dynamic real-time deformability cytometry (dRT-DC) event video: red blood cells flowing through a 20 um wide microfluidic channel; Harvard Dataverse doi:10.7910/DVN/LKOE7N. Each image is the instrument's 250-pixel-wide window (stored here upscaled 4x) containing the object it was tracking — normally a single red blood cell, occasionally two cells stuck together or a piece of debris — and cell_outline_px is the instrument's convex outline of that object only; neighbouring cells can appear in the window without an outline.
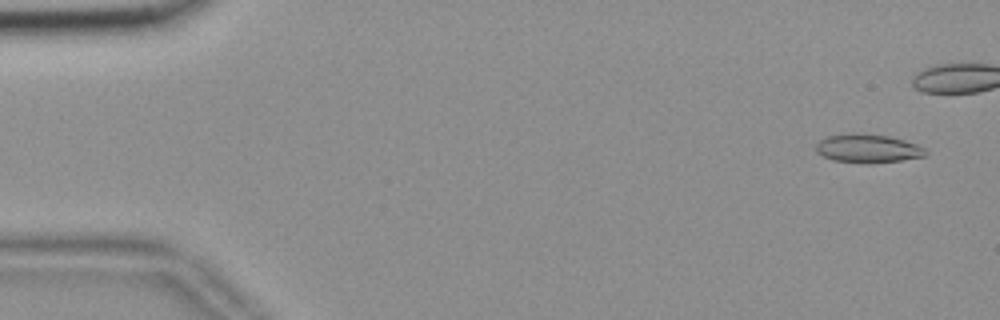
{"species": "common noctule bat (a hibernating species)", "species_latin": "Nyctalus noctula", "temperature_condition": "room temperature", "stored_images_in_passage": 44, "camera_frame_rate_fps": 3000, "um_per_image_px": 0.085, "animal": {"sex": "female", "body_mass_g": 18.4}, "frame": {"image": 1, "passage_image": 3, "time_ms": 0.667, "image_size_px": [1000, 320], "cell_outline_px": [[928, 152], [924, 156], [900, 160], [868, 164], [832, 160], [816, 152], [816, 144], [824, 136], [852, 132], [860, 132], [892, 136], [916, 144], [924, 148]], "centroid_in_image_um": [73.73, 12.6], "position_along_channel_um": 11.3, "area_um2": 18.61}}
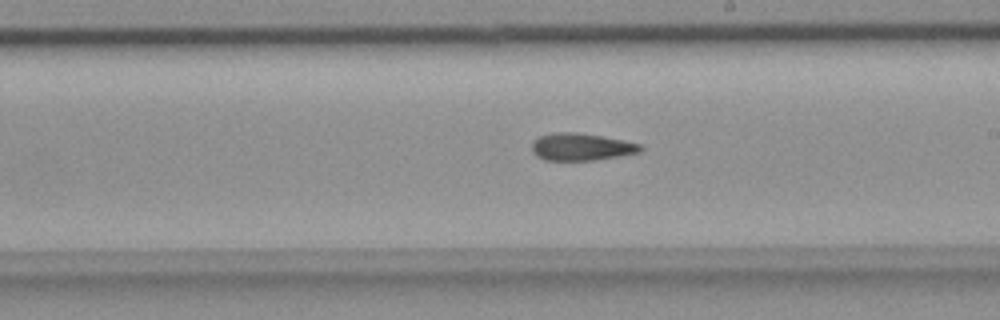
{"frame": {"image": 2, "passage_image": 32, "time_ms": 10.333, "image_size_px": [1000, 320], "cell_outline_px": [[644, 148], [640, 152], [620, 156], [592, 160], [544, 160], [536, 156], [532, 152], [532, 140], [540, 136], [556, 132], [576, 132], [600, 136], [640, 144]], "centroid_in_image_um": [49.37, 12.49], "position_along_channel_um": 239.6, "area_um2": 17.17}}
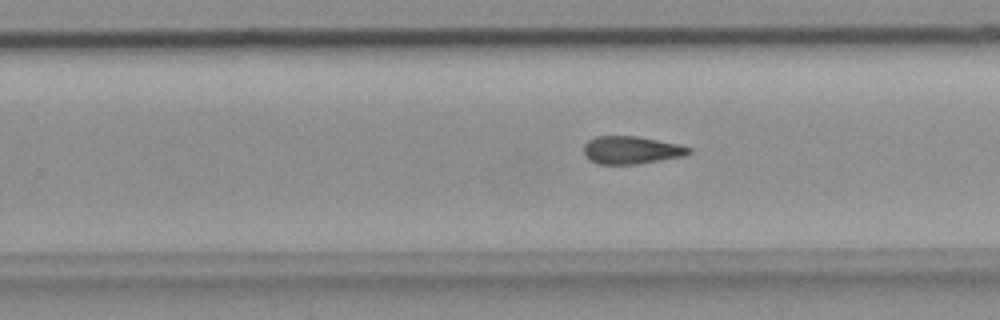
{"frame": {"image": 3, "passage_image": 35, "time_ms": 11.333, "image_size_px": [1000, 320], "cell_outline_px": [[692, 152], [684, 156], [636, 164], [596, 164], [584, 156], [584, 144], [588, 140], [596, 136], [636, 136], [680, 144], [692, 148]], "centroid_in_image_um": [53.66, 12.75], "position_along_channel_um": 276.1, "area_um2": 17.11}}